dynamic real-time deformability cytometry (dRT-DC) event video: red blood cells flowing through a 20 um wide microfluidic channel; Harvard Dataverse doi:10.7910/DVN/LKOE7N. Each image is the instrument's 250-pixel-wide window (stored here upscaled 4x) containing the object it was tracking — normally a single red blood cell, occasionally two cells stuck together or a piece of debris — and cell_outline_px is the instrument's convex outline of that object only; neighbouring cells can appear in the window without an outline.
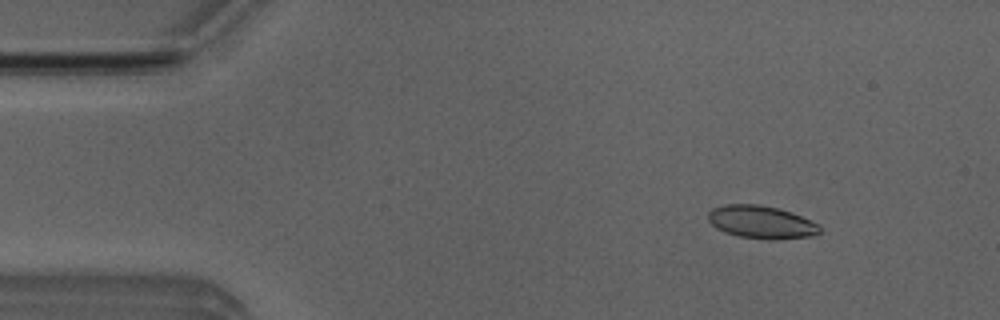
{"species": "Egyptian fruit bat (a non-hibernating species)", "species_latin": "Rousettus aegyptiacus", "temperature_condition": "room temperature", "stored_images_in_passage": 4, "camera_frame_rate_fps": 3000, "um_per_image_px": 0.085, "animal": {"sex": "male"}, "frame": {"image": 1, "passage_image": 2, "time_ms": 0.333, "image_size_px": [1000, 320], "cell_outline_px": [[820, 232], [812, 236], [776, 240], [768, 240], [740, 236], [724, 232], [716, 228], [708, 220], [708, 212], [712, 208], [724, 204], [760, 204], [780, 208], [792, 212], [820, 224]], "centroid_in_image_um": [64.72, 18.87], "position_along_channel_um": 20.3, "area_um2": 21.68}}